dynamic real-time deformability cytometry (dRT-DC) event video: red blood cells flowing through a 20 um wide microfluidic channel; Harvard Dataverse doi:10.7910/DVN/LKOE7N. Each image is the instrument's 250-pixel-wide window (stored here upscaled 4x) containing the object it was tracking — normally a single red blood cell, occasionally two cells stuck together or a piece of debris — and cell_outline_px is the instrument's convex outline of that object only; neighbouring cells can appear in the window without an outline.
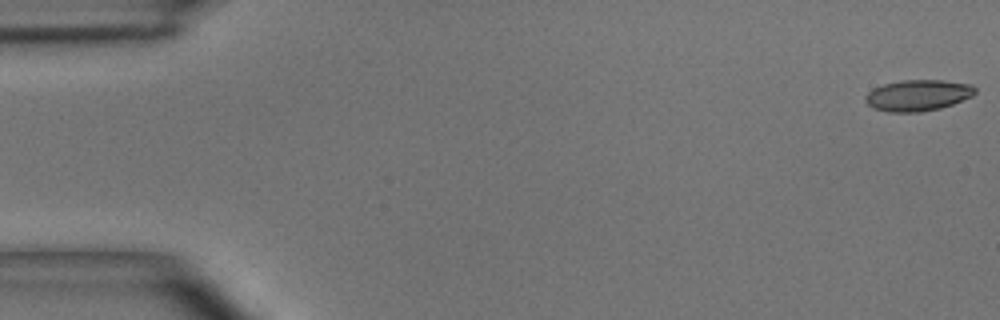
{"species": "common noctule bat (a hibernating species)", "species_latin": "Nyctalus noctula", "temperature_condition": "room temperature", "stored_images_in_passage": 51, "camera_frame_rate_fps": 3000, "um_per_image_px": 0.085, "animal": {"sex": "male", "body_mass_g": 15.6}, "frame": {"image": 1, "passage_image": 1, "time_ms": 0.0, "image_size_px": [1000, 320], "cell_outline_px": [[976, 92], [972, 96], [952, 104], [940, 108], [920, 112], [888, 112], [872, 108], [864, 100], [864, 96], [872, 88], [884, 84], [904, 80], [944, 80], [972, 84], [976, 88]], "centroid_in_image_um": [78.01, 8.1], "position_along_channel_um": 7.0, "area_um2": 20.06}}
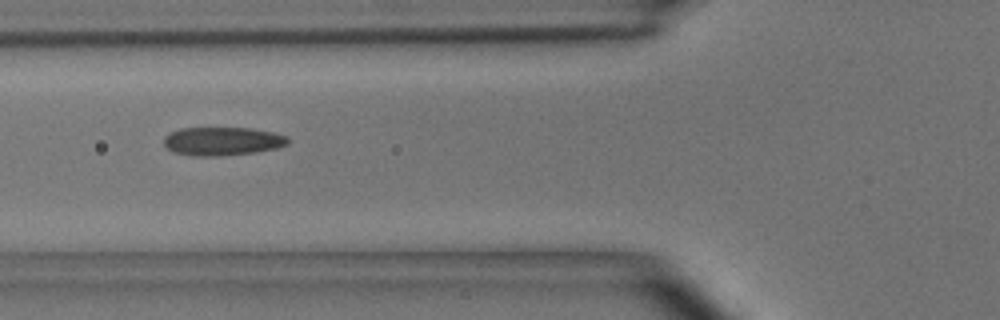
{"frame": {"image": 2, "passage_image": 19, "time_ms": 6.0, "image_size_px": [1000, 320], "cell_outline_px": [[288, 144], [276, 148], [256, 152], [216, 156], [196, 156], [172, 152], [164, 144], [164, 136], [180, 128], [252, 128], [272, 132], [288, 136]], "centroid_in_image_um": [18.9, 12.0], "position_along_channel_um": 106.9, "area_um2": 20.52}}
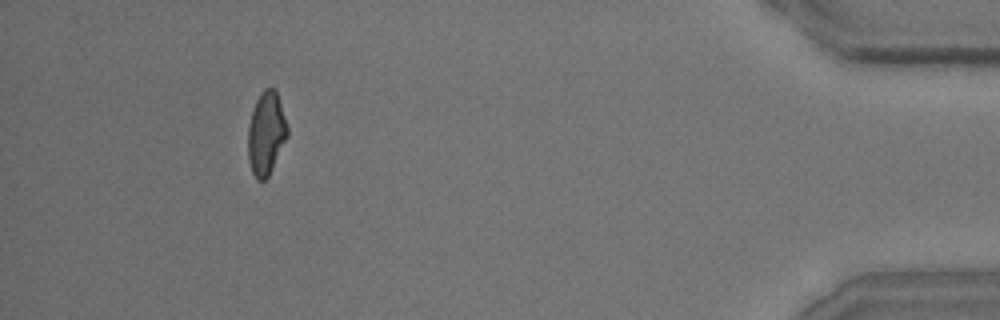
{"frame": {"image": 3, "passage_image": 47, "time_ms": 15.333, "image_size_px": [1000, 320], "cell_outline_px": [[288, 136], [268, 176], [264, 180], [256, 180], [252, 172], [248, 160], [248, 124], [252, 108], [260, 92], [264, 88], [276, 88], [288, 128]], "centroid_in_image_um": [22.61, 11.3], "position_along_channel_um": 412.6, "area_um2": 19.25}, "authors_computed_cell_mechanics": {"area_um2": 20.0566, "velocity_mm_per_s": 3.9325, "shape_relaxation_time_tau1_ms": 5.1543, "shape_relaxation_time_tau2_ms": 1.7096, "deformation_change_tau1": 0.1713, "deformation_change_tau2": 0.083}}